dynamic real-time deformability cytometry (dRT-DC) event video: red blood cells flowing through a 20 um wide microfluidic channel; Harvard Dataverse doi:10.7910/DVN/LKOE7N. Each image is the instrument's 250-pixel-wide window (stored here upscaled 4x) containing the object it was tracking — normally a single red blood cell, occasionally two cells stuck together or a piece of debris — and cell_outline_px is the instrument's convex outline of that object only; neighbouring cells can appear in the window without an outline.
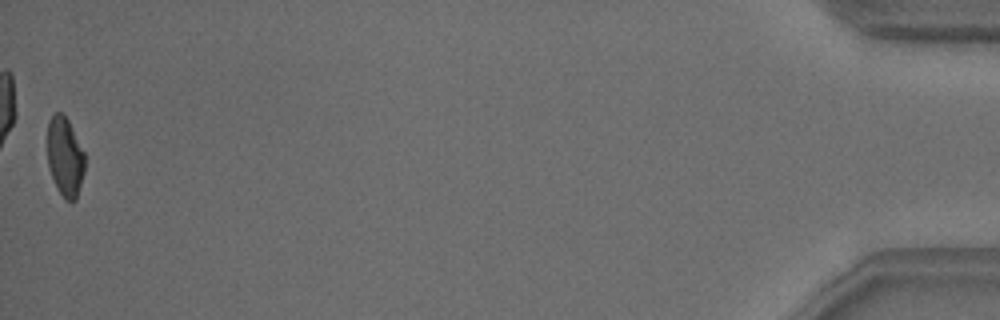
{"species": "common noctule bat (a hibernating species)", "species_latin": "Nyctalus noctula", "temperature_condition": "warm", "stored_images_in_passage": 39, "camera_frame_rate_fps": 3000, "um_per_image_px": 0.085, "animal": {"sex": "male", "body_mass_g": 18.8}, "frame": {"image": 1, "passage_image": 39, "time_ms": 12.667, "image_size_px": [1000, 320], "cell_outline_px": [[84, 172], [76, 200], [64, 200], [56, 188], [48, 164], [48, 120], [56, 112], [60, 112], [68, 120], [84, 152]], "centroid_in_image_um": [5.52, 13.35], "position_along_channel_um": 429.7, "area_um2": 17.11}, "authors_computed_cell_mechanics": {"area_um2": 18.785, "velocity_mm_per_s": 3.8082, "shape_relaxation_time_tau1_ms": 4.4542, "shape_relaxation_time_tau2_ms": 1.888, "deformation_change_tau1": 0.1421, "deformation_change_tau2": 0.0828}}